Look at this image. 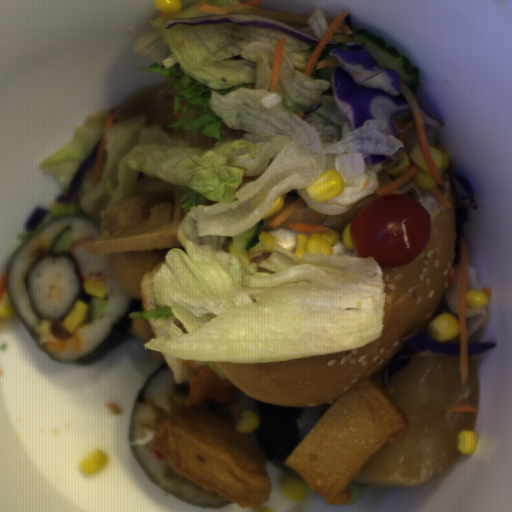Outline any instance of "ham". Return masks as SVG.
<instances>
[{
    "label": "ham",
    "mask_w": 512,
    "mask_h": 512,
    "mask_svg": "<svg viewBox=\"0 0 512 512\" xmlns=\"http://www.w3.org/2000/svg\"><path fill=\"white\" fill-rule=\"evenodd\" d=\"M50 333L54 338L63 341L72 337V334H69L67 330L64 328L62 320H53L52 325L50 327Z\"/></svg>",
    "instance_id": "obj_1"
}]
</instances>
